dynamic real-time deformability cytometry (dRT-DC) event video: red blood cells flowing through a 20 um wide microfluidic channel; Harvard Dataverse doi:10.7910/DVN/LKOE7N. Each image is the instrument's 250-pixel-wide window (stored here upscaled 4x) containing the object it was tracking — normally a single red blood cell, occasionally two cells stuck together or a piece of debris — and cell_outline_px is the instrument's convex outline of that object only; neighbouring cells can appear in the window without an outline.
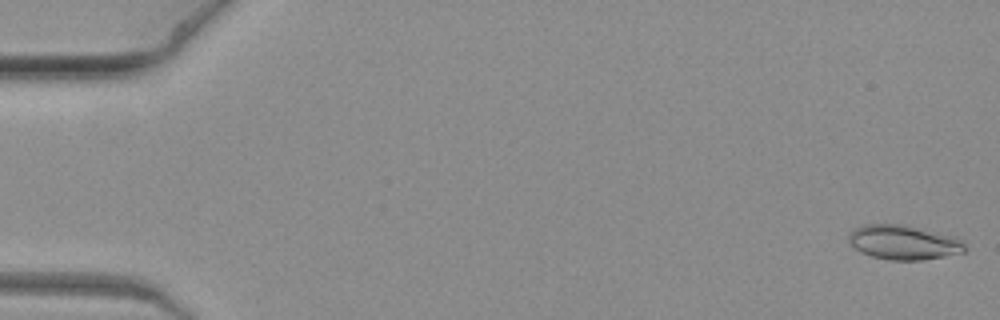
{"species": "common noctule bat (a hibernating species)", "species_latin": "Nyctalus noctula", "temperature_condition": "warm", "stored_images_in_passage": 8, "camera_frame_rate_fps": 3000, "um_per_image_px": 0.085, "animal": {"sex": "female", "body_mass_g": 19.3, "forearm_length_mm": 54.1}, "frame": {"image": 1, "passage_image": 1, "time_ms": 0.0, "image_size_px": [1000, 320], "cell_outline_px": [[964, 252], [944, 256], [920, 260], [888, 260], [872, 256], [860, 252], [848, 240], [848, 232], [864, 224], [904, 224], [952, 236], [964, 240]], "centroid_in_image_um": [76.78, 20.59], "position_along_channel_um": 8.2, "area_um2": 23.24}}